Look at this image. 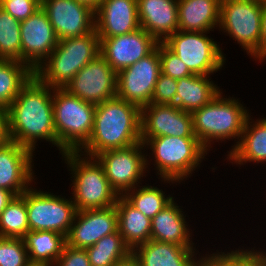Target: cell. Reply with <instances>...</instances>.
I'll return each mask as SVG.
<instances>
[{
	"mask_svg": "<svg viewBox=\"0 0 266 266\" xmlns=\"http://www.w3.org/2000/svg\"><path fill=\"white\" fill-rule=\"evenodd\" d=\"M53 93L54 88L43 83L35 74L22 86L7 109L10 141L32 152L37 139L56 146Z\"/></svg>",
	"mask_w": 266,
	"mask_h": 266,
	"instance_id": "cell-1",
	"label": "cell"
},
{
	"mask_svg": "<svg viewBox=\"0 0 266 266\" xmlns=\"http://www.w3.org/2000/svg\"><path fill=\"white\" fill-rule=\"evenodd\" d=\"M140 142L141 108L116 96L96 105L92 134L78 152L95 157L103 151Z\"/></svg>",
	"mask_w": 266,
	"mask_h": 266,
	"instance_id": "cell-2",
	"label": "cell"
},
{
	"mask_svg": "<svg viewBox=\"0 0 266 266\" xmlns=\"http://www.w3.org/2000/svg\"><path fill=\"white\" fill-rule=\"evenodd\" d=\"M95 107L63 88H54L56 147L62 155L78 152L88 142L94 126Z\"/></svg>",
	"mask_w": 266,
	"mask_h": 266,
	"instance_id": "cell-3",
	"label": "cell"
},
{
	"mask_svg": "<svg viewBox=\"0 0 266 266\" xmlns=\"http://www.w3.org/2000/svg\"><path fill=\"white\" fill-rule=\"evenodd\" d=\"M100 54V39L91 33L64 38L34 73L51 88H64L85 65Z\"/></svg>",
	"mask_w": 266,
	"mask_h": 266,
	"instance_id": "cell-4",
	"label": "cell"
},
{
	"mask_svg": "<svg viewBox=\"0 0 266 266\" xmlns=\"http://www.w3.org/2000/svg\"><path fill=\"white\" fill-rule=\"evenodd\" d=\"M221 93L192 112L194 135L207 150L213 140L241 138L249 116L238 99L224 98Z\"/></svg>",
	"mask_w": 266,
	"mask_h": 266,
	"instance_id": "cell-5",
	"label": "cell"
},
{
	"mask_svg": "<svg viewBox=\"0 0 266 266\" xmlns=\"http://www.w3.org/2000/svg\"><path fill=\"white\" fill-rule=\"evenodd\" d=\"M80 152H65L66 164L74 177L73 203L77 211L106 208L116 204L119 195L110 186L103 166L95 157H81ZM89 159V160H88ZM74 175V176H73Z\"/></svg>",
	"mask_w": 266,
	"mask_h": 266,
	"instance_id": "cell-6",
	"label": "cell"
},
{
	"mask_svg": "<svg viewBox=\"0 0 266 266\" xmlns=\"http://www.w3.org/2000/svg\"><path fill=\"white\" fill-rule=\"evenodd\" d=\"M143 144L153 151L157 175L167 183H180L191 176L209 151L197 137L159 136L149 138Z\"/></svg>",
	"mask_w": 266,
	"mask_h": 266,
	"instance_id": "cell-7",
	"label": "cell"
},
{
	"mask_svg": "<svg viewBox=\"0 0 266 266\" xmlns=\"http://www.w3.org/2000/svg\"><path fill=\"white\" fill-rule=\"evenodd\" d=\"M263 0H221L219 28L260 61Z\"/></svg>",
	"mask_w": 266,
	"mask_h": 266,
	"instance_id": "cell-8",
	"label": "cell"
},
{
	"mask_svg": "<svg viewBox=\"0 0 266 266\" xmlns=\"http://www.w3.org/2000/svg\"><path fill=\"white\" fill-rule=\"evenodd\" d=\"M205 33V34H204ZM208 32L176 31L162 43L196 75H210L225 62L222 49Z\"/></svg>",
	"mask_w": 266,
	"mask_h": 266,
	"instance_id": "cell-9",
	"label": "cell"
},
{
	"mask_svg": "<svg viewBox=\"0 0 266 266\" xmlns=\"http://www.w3.org/2000/svg\"><path fill=\"white\" fill-rule=\"evenodd\" d=\"M29 231H53L67 236L77 212L72 199L33 189L25 191Z\"/></svg>",
	"mask_w": 266,
	"mask_h": 266,
	"instance_id": "cell-10",
	"label": "cell"
},
{
	"mask_svg": "<svg viewBox=\"0 0 266 266\" xmlns=\"http://www.w3.org/2000/svg\"><path fill=\"white\" fill-rule=\"evenodd\" d=\"M143 149L144 144L140 142L123 149L106 150L95 156L103 166L110 186L119 196L139 186L141 177L148 171L146 167L149 163L147 155L142 153Z\"/></svg>",
	"mask_w": 266,
	"mask_h": 266,
	"instance_id": "cell-11",
	"label": "cell"
},
{
	"mask_svg": "<svg viewBox=\"0 0 266 266\" xmlns=\"http://www.w3.org/2000/svg\"><path fill=\"white\" fill-rule=\"evenodd\" d=\"M161 73L159 43L147 56L117 73V97L142 108L151 103Z\"/></svg>",
	"mask_w": 266,
	"mask_h": 266,
	"instance_id": "cell-12",
	"label": "cell"
},
{
	"mask_svg": "<svg viewBox=\"0 0 266 266\" xmlns=\"http://www.w3.org/2000/svg\"><path fill=\"white\" fill-rule=\"evenodd\" d=\"M80 99L98 105L117 95V72L99 54L63 88Z\"/></svg>",
	"mask_w": 266,
	"mask_h": 266,
	"instance_id": "cell-13",
	"label": "cell"
},
{
	"mask_svg": "<svg viewBox=\"0 0 266 266\" xmlns=\"http://www.w3.org/2000/svg\"><path fill=\"white\" fill-rule=\"evenodd\" d=\"M20 29L21 62L35 73L47 61L59 39L42 8L21 21Z\"/></svg>",
	"mask_w": 266,
	"mask_h": 266,
	"instance_id": "cell-14",
	"label": "cell"
},
{
	"mask_svg": "<svg viewBox=\"0 0 266 266\" xmlns=\"http://www.w3.org/2000/svg\"><path fill=\"white\" fill-rule=\"evenodd\" d=\"M41 8L59 40L95 30V9L76 0H41Z\"/></svg>",
	"mask_w": 266,
	"mask_h": 266,
	"instance_id": "cell-15",
	"label": "cell"
},
{
	"mask_svg": "<svg viewBox=\"0 0 266 266\" xmlns=\"http://www.w3.org/2000/svg\"><path fill=\"white\" fill-rule=\"evenodd\" d=\"M159 136L196 137L192 113L176 105L150 103L141 108V142Z\"/></svg>",
	"mask_w": 266,
	"mask_h": 266,
	"instance_id": "cell-16",
	"label": "cell"
},
{
	"mask_svg": "<svg viewBox=\"0 0 266 266\" xmlns=\"http://www.w3.org/2000/svg\"><path fill=\"white\" fill-rule=\"evenodd\" d=\"M99 39L100 54L117 73L149 55L159 43L143 28L129 34Z\"/></svg>",
	"mask_w": 266,
	"mask_h": 266,
	"instance_id": "cell-17",
	"label": "cell"
},
{
	"mask_svg": "<svg viewBox=\"0 0 266 266\" xmlns=\"http://www.w3.org/2000/svg\"><path fill=\"white\" fill-rule=\"evenodd\" d=\"M118 230L115 205L77 211L65 237L70 247L85 249Z\"/></svg>",
	"mask_w": 266,
	"mask_h": 266,
	"instance_id": "cell-18",
	"label": "cell"
},
{
	"mask_svg": "<svg viewBox=\"0 0 266 266\" xmlns=\"http://www.w3.org/2000/svg\"><path fill=\"white\" fill-rule=\"evenodd\" d=\"M33 153L16 142L0 146V188L20 196L32 183L34 172Z\"/></svg>",
	"mask_w": 266,
	"mask_h": 266,
	"instance_id": "cell-19",
	"label": "cell"
},
{
	"mask_svg": "<svg viewBox=\"0 0 266 266\" xmlns=\"http://www.w3.org/2000/svg\"><path fill=\"white\" fill-rule=\"evenodd\" d=\"M139 28L137 0H102L95 9L99 37L129 34Z\"/></svg>",
	"mask_w": 266,
	"mask_h": 266,
	"instance_id": "cell-20",
	"label": "cell"
},
{
	"mask_svg": "<svg viewBox=\"0 0 266 266\" xmlns=\"http://www.w3.org/2000/svg\"><path fill=\"white\" fill-rule=\"evenodd\" d=\"M138 19L158 42L178 31V0H137Z\"/></svg>",
	"mask_w": 266,
	"mask_h": 266,
	"instance_id": "cell-21",
	"label": "cell"
},
{
	"mask_svg": "<svg viewBox=\"0 0 266 266\" xmlns=\"http://www.w3.org/2000/svg\"><path fill=\"white\" fill-rule=\"evenodd\" d=\"M194 256L195 248L151 239L132 250L139 266H197Z\"/></svg>",
	"mask_w": 266,
	"mask_h": 266,
	"instance_id": "cell-22",
	"label": "cell"
},
{
	"mask_svg": "<svg viewBox=\"0 0 266 266\" xmlns=\"http://www.w3.org/2000/svg\"><path fill=\"white\" fill-rule=\"evenodd\" d=\"M182 212V209L172 200L153 217L151 219V240L195 248L190 239V229H187L186 216Z\"/></svg>",
	"mask_w": 266,
	"mask_h": 266,
	"instance_id": "cell-23",
	"label": "cell"
},
{
	"mask_svg": "<svg viewBox=\"0 0 266 266\" xmlns=\"http://www.w3.org/2000/svg\"><path fill=\"white\" fill-rule=\"evenodd\" d=\"M220 2L221 0H178V30L209 32L219 27Z\"/></svg>",
	"mask_w": 266,
	"mask_h": 266,
	"instance_id": "cell-24",
	"label": "cell"
},
{
	"mask_svg": "<svg viewBox=\"0 0 266 266\" xmlns=\"http://www.w3.org/2000/svg\"><path fill=\"white\" fill-rule=\"evenodd\" d=\"M248 116L241 138L228 152V160L237 165L246 162H266V118H260L254 123ZM253 123V124H252Z\"/></svg>",
	"mask_w": 266,
	"mask_h": 266,
	"instance_id": "cell-25",
	"label": "cell"
},
{
	"mask_svg": "<svg viewBox=\"0 0 266 266\" xmlns=\"http://www.w3.org/2000/svg\"><path fill=\"white\" fill-rule=\"evenodd\" d=\"M209 77V75L193 74L178 79L176 106L183 111L192 113L215 98L221 91Z\"/></svg>",
	"mask_w": 266,
	"mask_h": 266,
	"instance_id": "cell-26",
	"label": "cell"
},
{
	"mask_svg": "<svg viewBox=\"0 0 266 266\" xmlns=\"http://www.w3.org/2000/svg\"><path fill=\"white\" fill-rule=\"evenodd\" d=\"M115 208L118 231L131 251L151 239L150 218L131 206L122 196L117 198Z\"/></svg>",
	"mask_w": 266,
	"mask_h": 266,
	"instance_id": "cell-27",
	"label": "cell"
},
{
	"mask_svg": "<svg viewBox=\"0 0 266 266\" xmlns=\"http://www.w3.org/2000/svg\"><path fill=\"white\" fill-rule=\"evenodd\" d=\"M29 261L54 266L66 244L65 236L53 231H29L23 238Z\"/></svg>",
	"mask_w": 266,
	"mask_h": 266,
	"instance_id": "cell-28",
	"label": "cell"
},
{
	"mask_svg": "<svg viewBox=\"0 0 266 266\" xmlns=\"http://www.w3.org/2000/svg\"><path fill=\"white\" fill-rule=\"evenodd\" d=\"M85 250L91 266H115L132 255L118 230L104 236Z\"/></svg>",
	"mask_w": 266,
	"mask_h": 266,
	"instance_id": "cell-29",
	"label": "cell"
},
{
	"mask_svg": "<svg viewBox=\"0 0 266 266\" xmlns=\"http://www.w3.org/2000/svg\"><path fill=\"white\" fill-rule=\"evenodd\" d=\"M33 74L21 61L0 59V107L8 109Z\"/></svg>",
	"mask_w": 266,
	"mask_h": 266,
	"instance_id": "cell-30",
	"label": "cell"
},
{
	"mask_svg": "<svg viewBox=\"0 0 266 266\" xmlns=\"http://www.w3.org/2000/svg\"><path fill=\"white\" fill-rule=\"evenodd\" d=\"M136 188V189H135ZM125 192L122 197L135 209L139 210L146 217L152 219L174 198L157 187L143 186L137 190V186Z\"/></svg>",
	"mask_w": 266,
	"mask_h": 266,
	"instance_id": "cell-31",
	"label": "cell"
},
{
	"mask_svg": "<svg viewBox=\"0 0 266 266\" xmlns=\"http://www.w3.org/2000/svg\"><path fill=\"white\" fill-rule=\"evenodd\" d=\"M29 232L25 191L0 214V237L24 238Z\"/></svg>",
	"mask_w": 266,
	"mask_h": 266,
	"instance_id": "cell-32",
	"label": "cell"
},
{
	"mask_svg": "<svg viewBox=\"0 0 266 266\" xmlns=\"http://www.w3.org/2000/svg\"><path fill=\"white\" fill-rule=\"evenodd\" d=\"M20 24L0 8V59L21 61Z\"/></svg>",
	"mask_w": 266,
	"mask_h": 266,
	"instance_id": "cell-33",
	"label": "cell"
},
{
	"mask_svg": "<svg viewBox=\"0 0 266 266\" xmlns=\"http://www.w3.org/2000/svg\"><path fill=\"white\" fill-rule=\"evenodd\" d=\"M197 266H255V250L243 248L227 253L218 252L208 256L206 254L198 259Z\"/></svg>",
	"mask_w": 266,
	"mask_h": 266,
	"instance_id": "cell-34",
	"label": "cell"
},
{
	"mask_svg": "<svg viewBox=\"0 0 266 266\" xmlns=\"http://www.w3.org/2000/svg\"><path fill=\"white\" fill-rule=\"evenodd\" d=\"M29 262L23 238L0 237V266H26Z\"/></svg>",
	"mask_w": 266,
	"mask_h": 266,
	"instance_id": "cell-35",
	"label": "cell"
},
{
	"mask_svg": "<svg viewBox=\"0 0 266 266\" xmlns=\"http://www.w3.org/2000/svg\"><path fill=\"white\" fill-rule=\"evenodd\" d=\"M159 57L161 73L173 78L181 79L193 75L184 62L170 51L162 42H159Z\"/></svg>",
	"mask_w": 266,
	"mask_h": 266,
	"instance_id": "cell-36",
	"label": "cell"
},
{
	"mask_svg": "<svg viewBox=\"0 0 266 266\" xmlns=\"http://www.w3.org/2000/svg\"><path fill=\"white\" fill-rule=\"evenodd\" d=\"M177 80L163 73L157 79L151 103L176 105Z\"/></svg>",
	"mask_w": 266,
	"mask_h": 266,
	"instance_id": "cell-37",
	"label": "cell"
},
{
	"mask_svg": "<svg viewBox=\"0 0 266 266\" xmlns=\"http://www.w3.org/2000/svg\"><path fill=\"white\" fill-rule=\"evenodd\" d=\"M0 8L16 20L23 21L41 8V0H0Z\"/></svg>",
	"mask_w": 266,
	"mask_h": 266,
	"instance_id": "cell-38",
	"label": "cell"
},
{
	"mask_svg": "<svg viewBox=\"0 0 266 266\" xmlns=\"http://www.w3.org/2000/svg\"><path fill=\"white\" fill-rule=\"evenodd\" d=\"M55 266H91L85 249L65 244Z\"/></svg>",
	"mask_w": 266,
	"mask_h": 266,
	"instance_id": "cell-39",
	"label": "cell"
},
{
	"mask_svg": "<svg viewBox=\"0 0 266 266\" xmlns=\"http://www.w3.org/2000/svg\"><path fill=\"white\" fill-rule=\"evenodd\" d=\"M266 58V0H263L260 37V62Z\"/></svg>",
	"mask_w": 266,
	"mask_h": 266,
	"instance_id": "cell-40",
	"label": "cell"
},
{
	"mask_svg": "<svg viewBox=\"0 0 266 266\" xmlns=\"http://www.w3.org/2000/svg\"><path fill=\"white\" fill-rule=\"evenodd\" d=\"M10 141L7 109L0 107V146Z\"/></svg>",
	"mask_w": 266,
	"mask_h": 266,
	"instance_id": "cell-41",
	"label": "cell"
},
{
	"mask_svg": "<svg viewBox=\"0 0 266 266\" xmlns=\"http://www.w3.org/2000/svg\"><path fill=\"white\" fill-rule=\"evenodd\" d=\"M14 198L15 195L11 191L0 188V214Z\"/></svg>",
	"mask_w": 266,
	"mask_h": 266,
	"instance_id": "cell-42",
	"label": "cell"
},
{
	"mask_svg": "<svg viewBox=\"0 0 266 266\" xmlns=\"http://www.w3.org/2000/svg\"><path fill=\"white\" fill-rule=\"evenodd\" d=\"M255 266H266V253L255 251Z\"/></svg>",
	"mask_w": 266,
	"mask_h": 266,
	"instance_id": "cell-43",
	"label": "cell"
},
{
	"mask_svg": "<svg viewBox=\"0 0 266 266\" xmlns=\"http://www.w3.org/2000/svg\"><path fill=\"white\" fill-rule=\"evenodd\" d=\"M115 266H139L137 261L132 257V255L125 261L116 264Z\"/></svg>",
	"mask_w": 266,
	"mask_h": 266,
	"instance_id": "cell-44",
	"label": "cell"
},
{
	"mask_svg": "<svg viewBox=\"0 0 266 266\" xmlns=\"http://www.w3.org/2000/svg\"><path fill=\"white\" fill-rule=\"evenodd\" d=\"M76 1L85 3L90 7H92L93 9H96L102 0H76Z\"/></svg>",
	"mask_w": 266,
	"mask_h": 266,
	"instance_id": "cell-45",
	"label": "cell"
},
{
	"mask_svg": "<svg viewBox=\"0 0 266 266\" xmlns=\"http://www.w3.org/2000/svg\"><path fill=\"white\" fill-rule=\"evenodd\" d=\"M26 266H50V265L43 264V263H33V262H29Z\"/></svg>",
	"mask_w": 266,
	"mask_h": 266,
	"instance_id": "cell-46",
	"label": "cell"
}]
</instances>
